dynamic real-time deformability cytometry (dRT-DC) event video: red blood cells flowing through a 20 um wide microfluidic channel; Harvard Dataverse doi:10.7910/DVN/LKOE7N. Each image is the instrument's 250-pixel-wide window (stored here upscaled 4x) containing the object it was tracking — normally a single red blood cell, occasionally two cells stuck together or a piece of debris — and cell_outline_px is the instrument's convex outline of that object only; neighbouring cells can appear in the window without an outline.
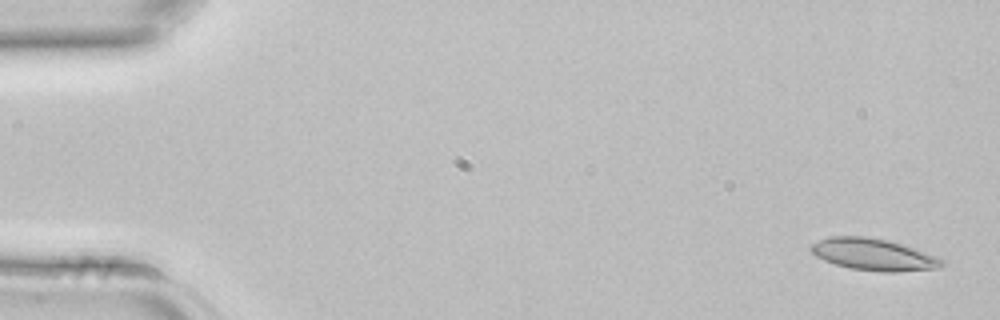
{"species": "common noctule bat (a hibernating species)", "species_latin": "Nyctalus noctula", "temperature_condition": "room temperature", "stored_images_in_passage": 4, "camera_frame_rate_fps": 3000, "um_per_image_px": 0.085, "animal": {"sex": "female", "body_mass_g": 22.7, "forearm_length_mm": 54.2}, "frame": {"image": 1, "passage_image": 1, "time_ms": 0.0, "image_size_px": [1000, 320], "cell_outline_px": [[944, 264], [940, 268], [896, 272], [880, 272], [852, 268], [836, 264], [824, 260], [816, 256], [812, 252], [812, 244], [820, 240], [832, 236], [868, 236], [888, 240], [904, 244], [936, 256], [944, 260]], "centroid_in_image_um": [74.3, 21.63], "position_along_channel_um": 10.7, "area_um2": 24.22}}
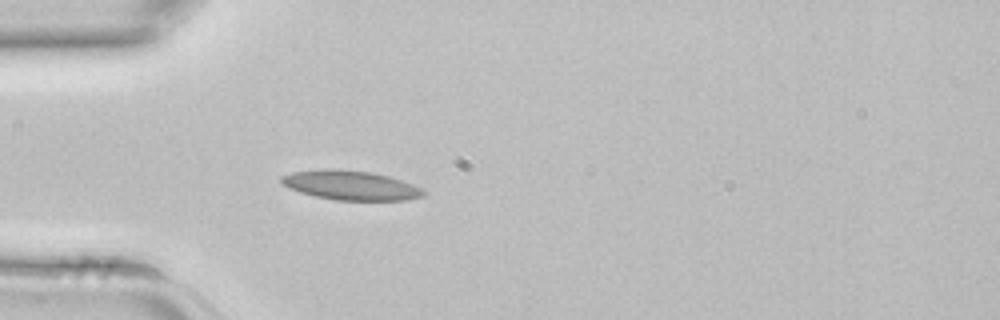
{"frame": {"image": 2, "passage_image": 4, "time_ms": 1.0, "image_size_px": [1000, 320], "cell_outline_px": [[428, 192], [424, 196], [404, 200], [336, 200], [316, 196], [300, 192], [288, 188], [280, 180], [280, 176], [292, 172], [372, 172], [388, 176], [412, 184]], "centroid_in_image_um": [29.88, 15.81], "position_along_channel_um": 55.1, "area_um2": 23.06}}